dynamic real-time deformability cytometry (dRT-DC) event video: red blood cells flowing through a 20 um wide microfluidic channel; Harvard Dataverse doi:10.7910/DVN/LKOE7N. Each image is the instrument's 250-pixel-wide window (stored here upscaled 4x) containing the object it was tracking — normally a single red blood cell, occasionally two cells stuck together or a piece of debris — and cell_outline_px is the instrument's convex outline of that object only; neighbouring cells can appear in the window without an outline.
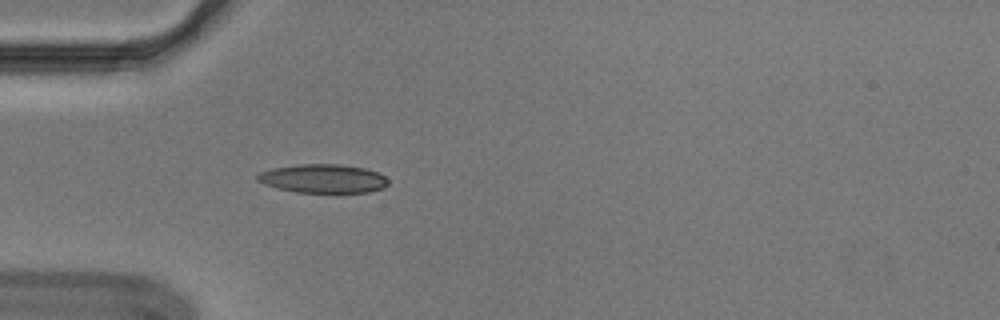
{"species": "Egyptian fruit bat (a non-hibernating species)", "species_latin": "Rousettus aegyptiacus", "temperature_condition": "cold", "stored_images_in_passage": 1, "camera_frame_rate_fps": 3000, "um_per_image_px": 0.085, "animal": {"sex": "male"}, "frame": {"image": 1, "passage_image": 1, "time_ms": 0.0, "image_size_px": [1000, 320], "cell_outline_px": [[388, 184], [384, 188], [368, 192], [296, 192], [276, 188], [264, 184], [256, 180], [256, 176], [260, 172], [272, 168], [296, 164], [340, 164], [364, 168], [376, 172], [384, 176], [388, 180]], "centroid_in_image_um": [27.43, 15.17], "position_along_channel_um": 57.6, "area_um2": 21.91}}